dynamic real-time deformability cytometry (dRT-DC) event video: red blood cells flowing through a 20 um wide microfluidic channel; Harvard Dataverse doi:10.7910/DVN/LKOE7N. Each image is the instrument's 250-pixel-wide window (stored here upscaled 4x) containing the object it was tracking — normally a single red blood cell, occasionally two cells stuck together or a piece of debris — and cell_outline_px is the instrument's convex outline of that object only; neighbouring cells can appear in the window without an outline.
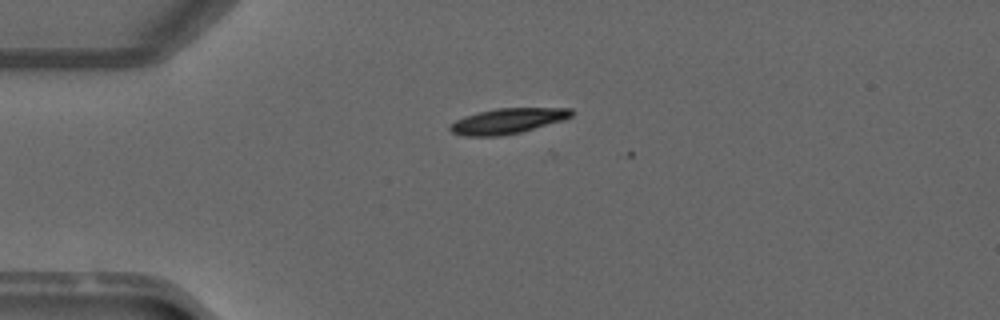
{"species": "common noctule bat (a hibernating species)", "species_latin": "Nyctalus noctula", "temperature_condition": "warm", "stored_images_in_passage": 3, "camera_frame_rate_fps": 3000, "um_per_image_px": 0.085, "animal": {"sex": "male", "forearm_length_mm": 52.5}, "frame": {"image": 1, "passage_image": 1, "time_ms": 0.0, "image_size_px": [1000, 320], "cell_outline_px": [[572, 116], [564, 120], [520, 132], [500, 136], [464, 136], [452, 132], [448, 128], [448, 124], [464, 116], [476, 112], [496, 108], [572, 108]], "centroid_in_image_um": [43.1, 10.28], "position_along_channel_um": 41.9, "area_um2": 18.03}}